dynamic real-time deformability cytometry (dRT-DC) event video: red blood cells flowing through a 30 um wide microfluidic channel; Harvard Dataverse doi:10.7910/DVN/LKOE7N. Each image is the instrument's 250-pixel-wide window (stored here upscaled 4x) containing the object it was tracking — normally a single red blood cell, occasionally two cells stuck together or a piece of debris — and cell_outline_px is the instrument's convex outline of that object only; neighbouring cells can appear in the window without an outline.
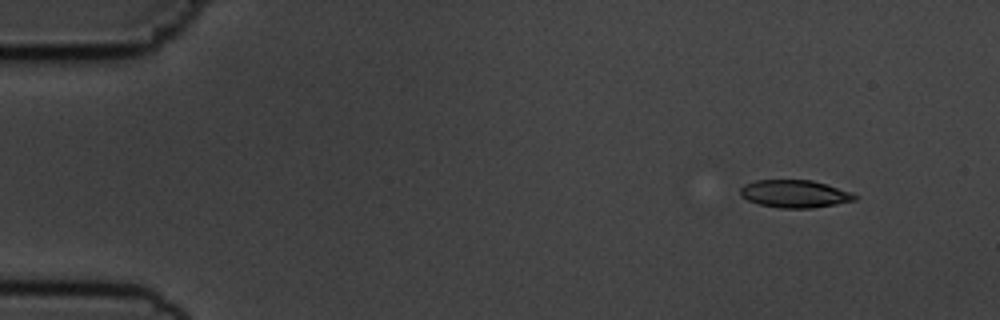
{"species": "common noctule bat (a hibernating species)", "species_latin": "Nyctalus noctula", "temperature_condition": "cold", "stored_images_in_passage": 4, "camera_frame_rate_fps": 3000, "um_per_image_px": 0.085, "animal": {"sex": "male", "body_mass_g": 19.5, "forearm_length_mm": 54.6}, "frame": {"image": 1, "passage_image": 1, "time_ms": 0.0, "image_size_px": [1000, 320], "cell_outline_px": [[860, 196], [856, 200], [836, 204], [812, 208], [780, 208], [760, 204], [748, 200], [740, 196], [740, 188], [744, 184], [756, 180], [812, 180], [852, 192]], "centroid_in_image_um": [67.57, 16.47], "position_along_channel_um": 17.4, "area_um2": 18.5}}
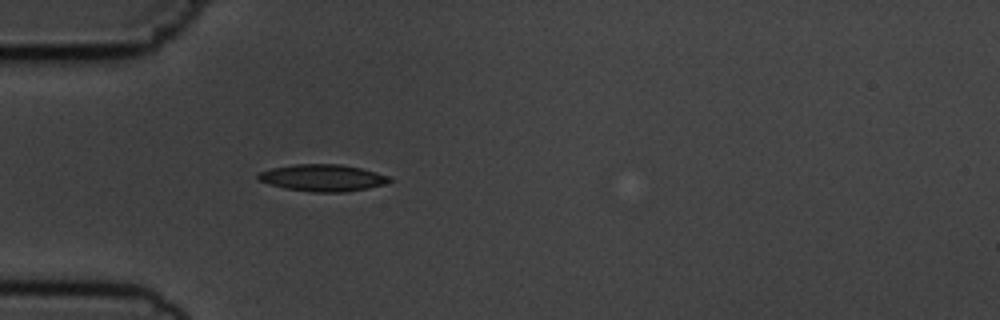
{"frame": {"image": 2, "passage_image": 4, "time_ms": 3.667, "image_size_px": [1000, 320], "cell_outline_px": [[396, 180], [384, 184], [368, 188], [344, 192], [312, 192], [284, 188], [268, 184], [256, 180], [256, 176], [260, 172], [272, 168], [296, 164], [340, 164], [360, 168], [376, 172], [388, 176]], "centroid_in_image_um": [27.42, 15.12], "position_along_channel_um": 57.6, "area_um2": 20.63}}